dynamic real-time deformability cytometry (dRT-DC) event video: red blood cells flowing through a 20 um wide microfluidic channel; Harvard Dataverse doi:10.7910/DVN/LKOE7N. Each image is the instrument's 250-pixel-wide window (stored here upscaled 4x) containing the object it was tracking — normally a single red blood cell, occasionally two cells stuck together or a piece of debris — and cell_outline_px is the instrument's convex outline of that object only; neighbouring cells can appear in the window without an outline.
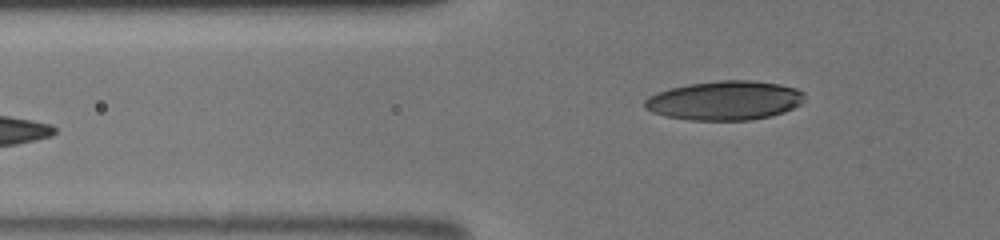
{"species": "human", "species_latin": "Homo sapiens", "temperature_condition": "room temperature", "stored_images_in_passage": 10, "camera_frame_rate_fps": 3000, "um_per_image_px": 0.085, "donor": {"sex": "male"}, "frame": {"image": 1, "passage_image": 10, "time_ms": 7.0, "image_size_px": [1000, 240], "cell_outline_px": [[804, 100], [800, 104], [784, 112], [752, 120], [688, 120], [668, 116], [652, 112], [644, 108], [644, 100], [648, 96], [668, 88], [688, 84], [716, 80], [752, 80], [780, 84], [796, 88], [804, 92]], "centroid_in_image_um": [61.59, 8.53], "position_along_channel_um": 64.2, "area_um2": 36.65}}